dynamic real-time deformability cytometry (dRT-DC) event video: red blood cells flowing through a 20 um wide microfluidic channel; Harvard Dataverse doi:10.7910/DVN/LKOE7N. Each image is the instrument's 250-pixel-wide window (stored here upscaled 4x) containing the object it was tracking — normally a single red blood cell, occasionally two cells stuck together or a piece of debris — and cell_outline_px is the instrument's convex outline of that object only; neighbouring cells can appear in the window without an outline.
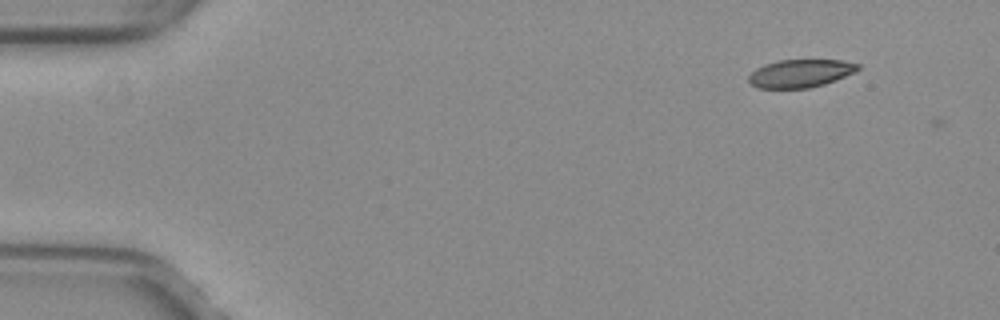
{"species": "common noctule bat (a hibernating species)", "species_latin": "Nyctalus noctula", "temperature_condition": "warm", "stored_images_in_passage": 5, "camera_frame_rate_fps": 3000, "um_per_image_px": 0.085, "animal": {"sex": "female", "body_mass_g": 29.2, "forearm_length_mm": 56.3}, "frame": {"image": 1, "passage_image": 2, "time_ms": 0.333, "image_size_px": [1000, 320], "cell_outline_px": [[860, 68], [856, 72], [836, 80], [824, 84], [808, 88], [756, 88], [748, 80], [748, 76], [756, 68], [764, 64], [780, 60], [840, 60], [860, 64]], "centroid_in_image_um": [68.04, 6.24], "position_along_channel_um": 17.0, "area_um2": 17.86}}